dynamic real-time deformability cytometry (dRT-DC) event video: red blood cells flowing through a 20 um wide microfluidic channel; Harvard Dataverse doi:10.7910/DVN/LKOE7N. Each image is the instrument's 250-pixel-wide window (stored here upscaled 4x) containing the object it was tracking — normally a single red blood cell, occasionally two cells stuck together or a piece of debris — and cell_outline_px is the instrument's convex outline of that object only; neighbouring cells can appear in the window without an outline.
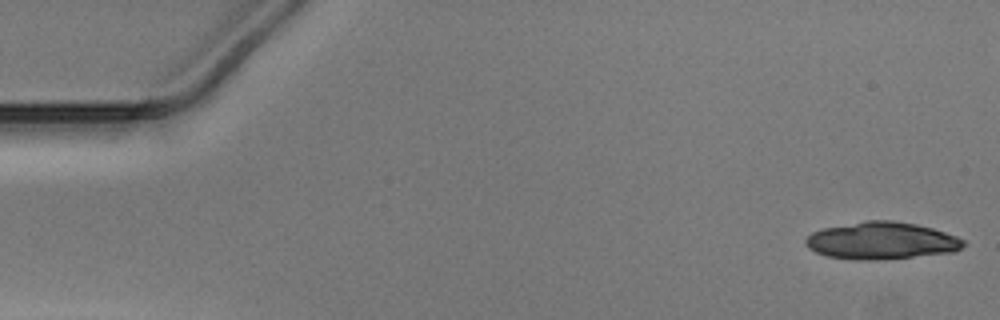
{"species": "Egyptian fruit bat (a non-hibernating species)", "species_latin": "Rousettus aegyptiacus", "temperature_condition": "warm", "stored_images_in_passage": 31, "camera_frame_rate_fps": 3000, "um_per_image_px": 0.085, "animal": {"sex": "male"}, "frame": {"image": 1, "passage_image": 1, "time_ms": 0.0, "image_size_px": [1000, 320], "cell_outline_px": [[964, 244], [956, 252], [876, 260], [856, 260], [824, 256], [808, 248], [804, 244], [804, 240], [812, 232], [824, 228], [864, 220], [892, 220], [916, 224], [932, 228], [956, 236], [964, 240]], "centroid_in_image_um": [74.89, 20.46], "position_along_channel_um": 10.1, "area_um2": 34.33}}
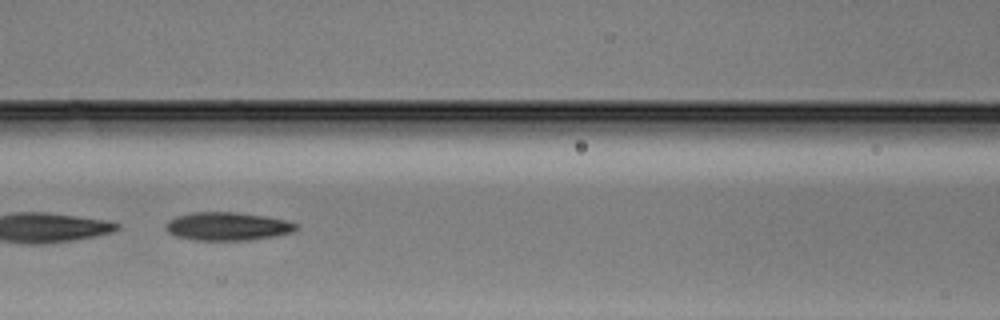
{"frame": {"image": 2, "passage_image": 22, "time_ms": 7.0, "image_size_px": [1000, 320], "cell_outline_px": [[296, 228], [292, 232], [272, 236], [248, 240], [192, 240], [176, 236], [168, 232], [164, 228], [164, 224], [168, 220], [176, 216], [192, 212], [236, 212], [264, 216], [284, 220], [296, 224]], "centroid_in_image_um": [19.24, 19.23], "position_along_channel_um": 147.4, "area_um2": 21.33}}